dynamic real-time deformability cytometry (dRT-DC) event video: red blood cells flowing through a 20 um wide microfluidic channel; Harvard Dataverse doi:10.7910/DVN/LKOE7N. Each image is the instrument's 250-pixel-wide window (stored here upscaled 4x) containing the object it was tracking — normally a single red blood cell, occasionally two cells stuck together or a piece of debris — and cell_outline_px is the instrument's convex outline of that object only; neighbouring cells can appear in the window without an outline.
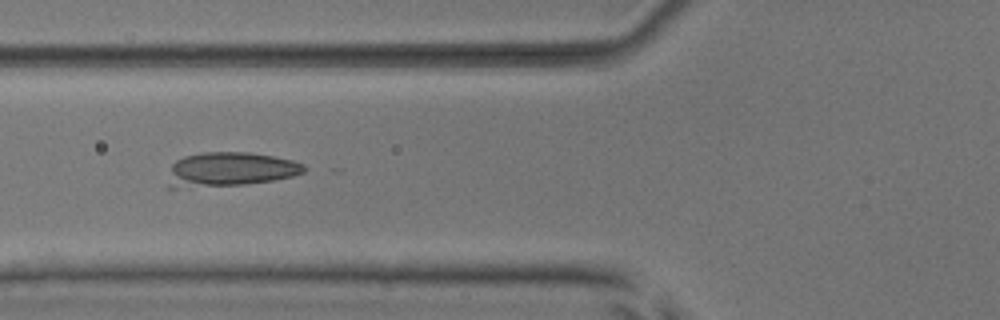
{"species": "common noctule bat (a hibernating species)", "species_latin": "Nyctalus noctula", "temperature_condition": "room temperature", "stored_images_in_passage": 6, "camera_frame_rate_fps": 3000, "um_per_image_px": 0.085, "animal": {"sex": "male", "body_mass_g": 17.9, "forearm_length_mm": 54.2}, "frame": {"image": 1, "passage_image": 3, "time_ms": 2.333, "image_size_px": [1000, 320], "cell_outline_px": [[308, 168], [304, 172], [292, 176], [272, 180], [244, 184], [172, 188], [168, 188], [168, 184], [172, 164], [176, 160], [184, 156], [204, 152], [248, 152], [272, 156], [292, 160], [304, 164]], "centroid_in_image_um": [19.56, 14.39], "position_along_channel_um": 106.2, "area_um2": 26.93}}
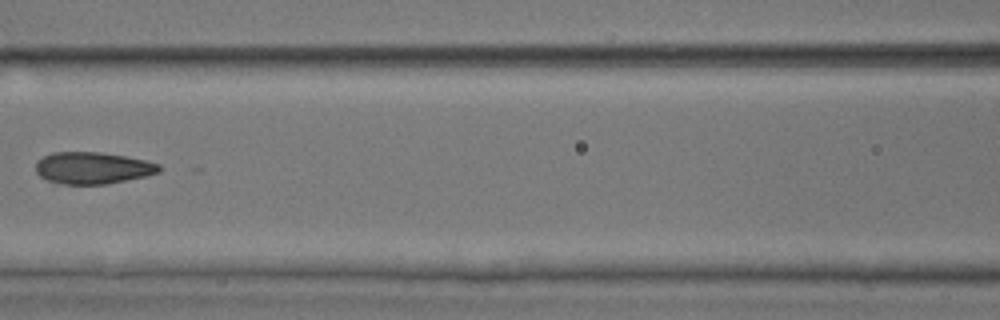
{"frame": {"image": 2, "passage_image": 4, "time_ms": 3.667, "image_size_px": [1000, 320], "cell_outline_px": [[160, 172], [144, 176], [104, 184], [64, 184], [48, 180], [40, 176], [36, 172], [36, 160], [52, 152], [100, 152], [124, 156], [144, 160], [160, 164]], "centroid_in_image_um": [7.84, 14.26], "position_along_channel_um": 158.8, "area_um2": 22.66}}